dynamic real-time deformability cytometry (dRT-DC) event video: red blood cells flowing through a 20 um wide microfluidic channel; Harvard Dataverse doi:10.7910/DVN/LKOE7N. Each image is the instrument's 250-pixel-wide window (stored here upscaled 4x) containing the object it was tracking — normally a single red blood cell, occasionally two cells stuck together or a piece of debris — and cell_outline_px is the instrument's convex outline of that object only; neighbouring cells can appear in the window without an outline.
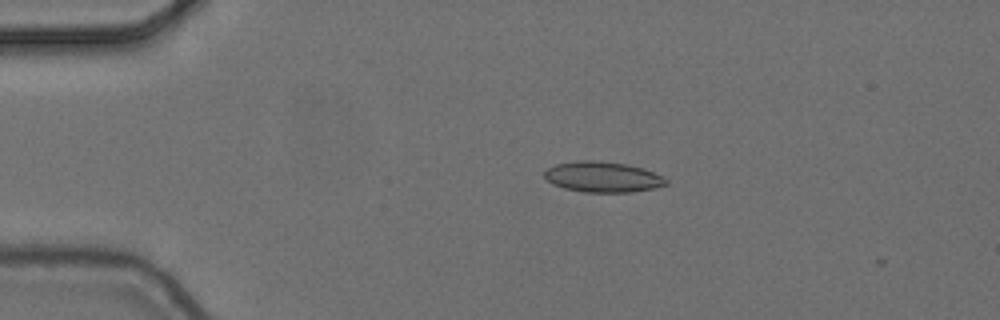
{"species": "common noctule bat (a hibernating species)", "species_latin": "Nyctalus noctula", "temperature_condition": "cold", "stored_images_in_passage": 5, "camera_frame_rate_fps": 3000, "um_per_image_px": 0.085, "animal": {"sex": "female", "body_mass_g": 24.6, "forearm_length_mm": 56.2}, "frame": {"image": 1, "passage_image": 3, "time_ms": 0.667, "image_size_px": [1000, 320], "cell_outline_px": [[668, 184], [652, 188], [632, 192], [584, 192], [564, 188], [552, 184], [544, 176], [544, 172], [548, 168], [556, 164], [576, 160], [592, 160], [628, 164], [644, 168], [664, 176], [668, 180]], "centroid_in_image_um": [51.25, 15.03], "position_along_channel_um": 33.8, "area_um2": 21.79}}
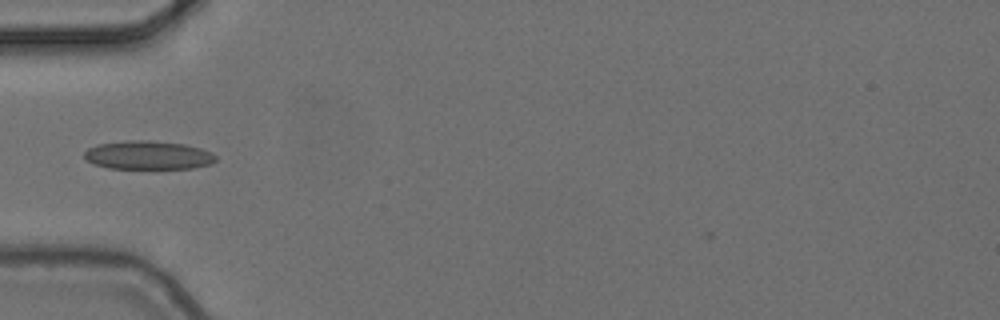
{"frame": {"image": 2, "passage_image": 5, "time_ms": 1.333, "image_size_px": [1000, 320], "cell_outline_px": [[216, 160], [212, 164], [192, 168], [108, 168], [92, 164], [84, 156], [84, 152], [88, 148], [96, 144], [124, 140], [148, 140], [184, 144], [200, 148], [212, 152], [216, 156]], "centroid_in_image_um": [12.58, 13.18], "position_along_channel_um": 72.4, "area_um2": 22.02}}